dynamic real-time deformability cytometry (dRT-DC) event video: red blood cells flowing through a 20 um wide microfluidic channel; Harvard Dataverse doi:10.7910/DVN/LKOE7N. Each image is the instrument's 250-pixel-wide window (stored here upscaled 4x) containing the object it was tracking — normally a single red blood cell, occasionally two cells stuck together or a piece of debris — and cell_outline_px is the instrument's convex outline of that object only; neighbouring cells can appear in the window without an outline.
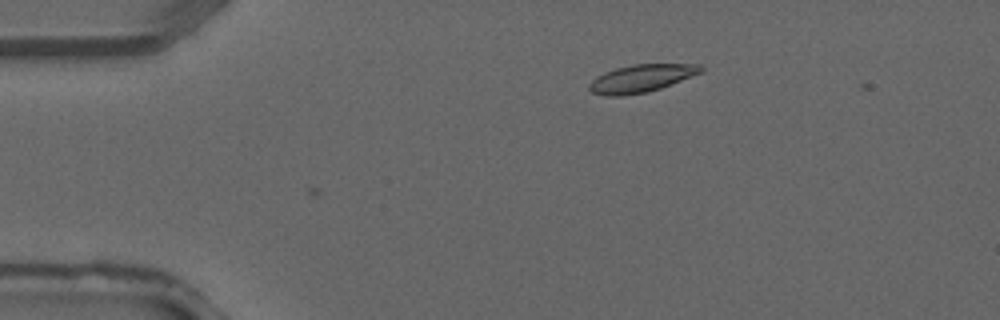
{"species": "common noctule bat (a hibernating species)", "species_latin": "Nyctalus noctula", "temperature_condition": "warm", "stored_images_in_passage": 4, "camera_frame_rate_fps": 3000, "um_per_image_px": 0.085, "animal": {"sex": "male", "forearm_length_mm": 52.5}, "frame": {"image": 1, "passage_image": 4, "time_ms": 1.0, "image_size_px": [1000, 320], "cell_outline_px": [[704, 68], [700, 72], [672, 84], [648, 92], [624, 96], [604, 96], [592, 92], [588, 88], [588, 84], [596, 76], [604, 72], [616, 68], [632, 64], [700, 64]], "centroid_in_image_um": [54.45, 6.67], "position_along_channel_um": 30.5, "area_um2": 18.03}}